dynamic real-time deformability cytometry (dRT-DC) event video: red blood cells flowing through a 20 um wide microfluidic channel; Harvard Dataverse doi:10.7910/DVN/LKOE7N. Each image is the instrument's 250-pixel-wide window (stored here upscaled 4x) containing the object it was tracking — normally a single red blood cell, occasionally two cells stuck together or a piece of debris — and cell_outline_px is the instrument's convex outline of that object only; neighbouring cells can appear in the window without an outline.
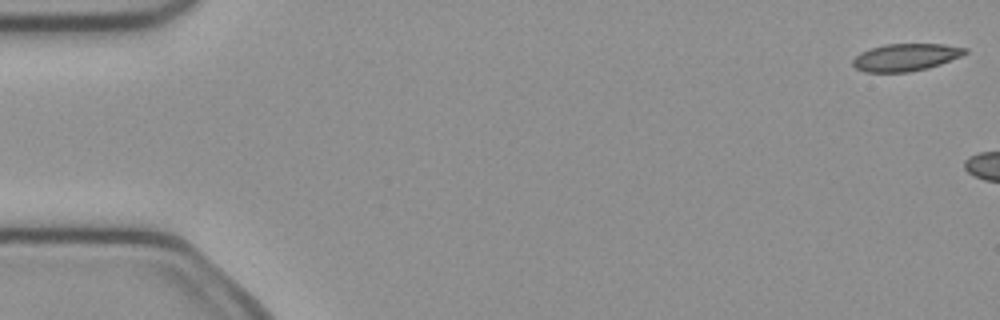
{"species": "common noctule bat (a hibernating species)", "species_latin": "Nyctalus noctula", "temperature_condition": "cold", "stored_images_in_passage": 10, "camera_frame_rate_fps": 3000, "um_per_image_px": 0.085, "animal": {"sex": "female", "body_mass_g": 21.9}, "frame": {"image": 1, "passage_image": 1, "time_ms": 0.0, "image_size_px": [1000, 320], "cell_outline_px": [[968, 52], [960, 56], [940, 64], [928, 68], [908, 72], [864, 72], [856, 68], [852, 64], [852, 60], [860, 52], [884, 44], [944, 44], [968, 48]], "centroid_in_image_um": [76.98, 4.86], "position_along_channel_um": 8.0, "area_um2": 17.86}}